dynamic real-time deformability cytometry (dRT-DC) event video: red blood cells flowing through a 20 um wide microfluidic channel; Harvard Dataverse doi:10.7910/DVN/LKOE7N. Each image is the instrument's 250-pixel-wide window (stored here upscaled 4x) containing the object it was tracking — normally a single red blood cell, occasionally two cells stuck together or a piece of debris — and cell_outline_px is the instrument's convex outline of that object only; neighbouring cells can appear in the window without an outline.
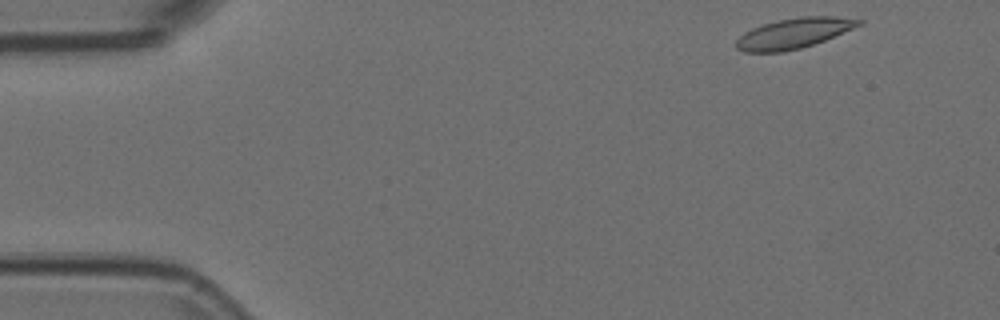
{"species": "Egyptian fruit bat (a non-hibernating species)", "species_latin": "Rousettus aegyptiacus", "temperature_condition": "room temperature", "stored_images_in_passage": 50, "camera_frame_rate_fps": 3000, "um_per_image_px": 0.085, "animal": {"sex": "female"}, "frame": {"image": 1, "passage_image": 1, "time_ms": 0.0, "image_size_px": [1000, 320], "cell_outline_px": [[864, 24], [824, 40], [800, 48], [780, 52], [744, 52], [736, 48], [736, 40], [744, 32], [752, 28], [776, 20], [800, 16], [836, 16], [864, 20]], "centroid_in_image_um": [67.48, 2.81], "position_along_channel_um": 17.5, "area_um2": 21.62}}
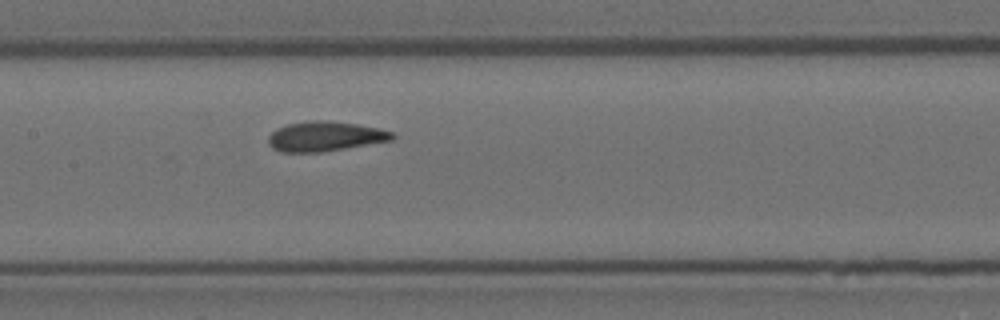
{"frame": {"image": 2, "passage_image": 22, "time_ms": 7.0, "image_size_px": [1000, 320], "cell_outline_px": [[396, 136], [392, 140], [320, 152], [280, 152], [272, 148], [268, 144], [268, 136], [276, 128], [288, 124], [312, 120], [324, 120], [356, 124], [376, 128], [392, 132]], "centroid_in_image_um": [27.58, 11.59], "position_along_channel_um": 179.8, "area_um2": 21.33}}
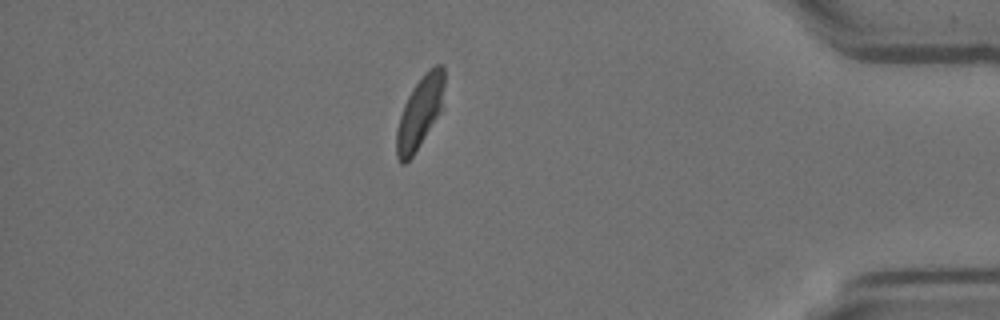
{"frame": {"image": 3, "passage_image": 43, "time_ms": 14.0, "image_size_px": [1000, 320], "cell_outline_px": [[444, 108], [412, 156], [404, 164], [400, 164], [396, 156], [396, 132], [400, 116], [404, 104], [412, 88], [424, 72], [436, 64], [444, 64]], "centroid_in_image_um": [35.71, 9.52], "position_along_channel_um": 399.5, "area_um2": 20.29}, "authors_computed_cell_mechanics": {"area_um2": 21.4438, "velocity_mm_per_s": 3.723, "shape_relaxation_time_tau1_ms": 9.6195, "shape_relaxation_time_tau2_ms": 1.5622, "deformation_change_tau1": 0.1871, "deformation_change_tau2": 0.0538}}